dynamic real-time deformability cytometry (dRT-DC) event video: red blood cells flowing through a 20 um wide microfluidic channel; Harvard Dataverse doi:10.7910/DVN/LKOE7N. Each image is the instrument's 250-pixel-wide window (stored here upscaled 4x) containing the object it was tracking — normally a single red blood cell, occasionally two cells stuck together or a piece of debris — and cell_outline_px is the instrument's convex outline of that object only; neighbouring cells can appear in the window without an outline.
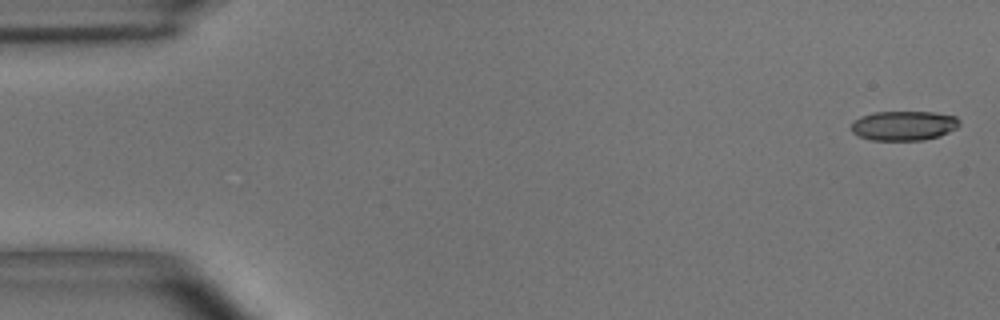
{"species": "common noctule bat (a hibernating species)", "species_latin": "Nyctalus noctula", "temperature_condition": "room temperature", "stored_images_in_passage": 5, "camera_frame_rate_fps": 3000, "um_per_image_px": 0.085, "animal": {"sex": "male", "body_mass_g": 15.6}, "frame": {"image": 1, "passage_image": 1, "time_ms": 0.0, "image_size_px": [1000, 320], "cell_outline_px": [[960, 124], [956, 128], [940, 136], [924, 140], [872, 140], [860, 136], [852, 132], [852, 124], [860, 116], [876, 112], [932, 112], [956, 116], [960, 120]], "centroid_in_image_um": [76.86, 10.68], "position_along_channel_um": 8.1, "area_um2": 18.55}}
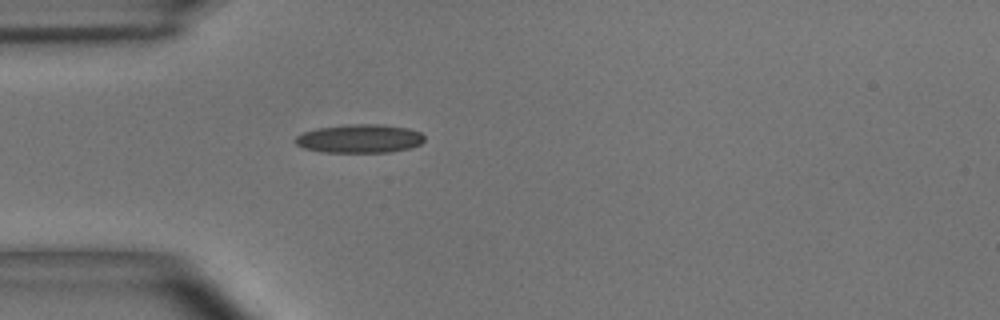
{"frame": {"image": 2, "passage_image": 5, "time_ms": 1.333, "image_size_px": [1000, 320], "cell_outline_px": [[424, 140], [420, 144], [412, 148], [388, 152], [324, 152], [304, 148], [296, 144], [296, 136], [304, 132], [316, 128], [348, 124], [380, 124], [408, 128], [420, 132], [424, 136]], "centroid_in_image_um": [30.59, 11.78], "position_along_channel_um": 54.4, "area_um2": 21.5}}